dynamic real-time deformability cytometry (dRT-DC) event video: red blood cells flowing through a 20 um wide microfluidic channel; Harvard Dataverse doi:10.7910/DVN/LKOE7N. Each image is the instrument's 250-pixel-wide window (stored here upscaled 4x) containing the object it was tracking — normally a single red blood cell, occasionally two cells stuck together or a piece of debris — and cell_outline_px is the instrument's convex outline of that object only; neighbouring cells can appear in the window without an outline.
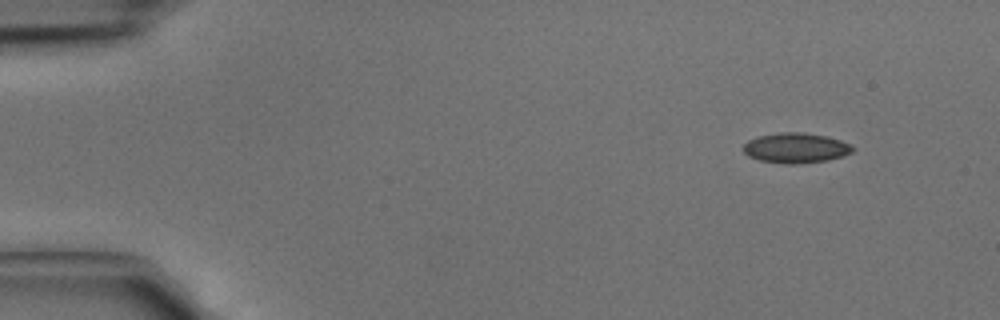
{"species": "common noctule bat (a hibernating species)", "species_latin": "Nyctalus noctula", "temperature_condition": "cold", "stored_images_in_passage": 40, "camera_frame_rate_fps": 3000, "um_per_image_px": 0.085, "animal": {"sex": "male", "body_mass_g": 15.6}, "frame": {"image": 1, "passage_image": 1, "time_ms": 0.0, "image_size_px": [1000, 320], "cell_outline_px": [[856, 148], [852, 152], [828, 160], [792, 164], [788, 164], [760, 160], [748, 156], [744, 152], [744, 144], [748, 140], [760, 136], [780, 132], [804, 132], [824, 136], [840, 140], [852, 144]], "centroid_in_image_um": [67.66, 12.57], "position_along_channel_um": 17.3, "area_um2": 19.02}}
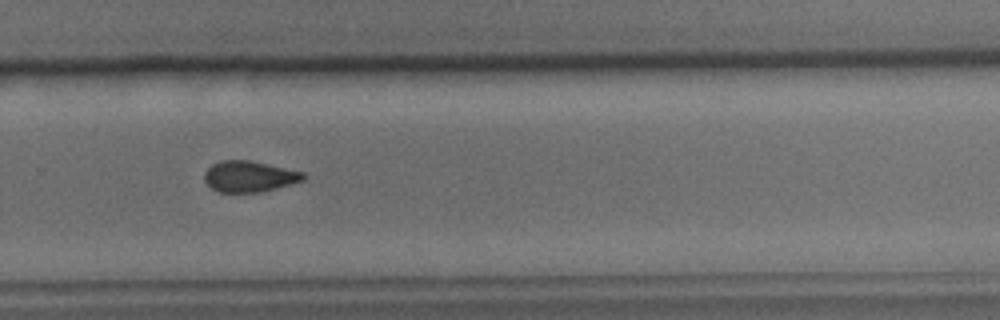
{"frame": {"image": 2, "passage_image": 26, "time_ms": 8.333, "image_size_px": [1000, 320], "cell_outline_px": [[304, 180], [260, 192], [220, 192], [212, 188], [204, 180], [204, 172], [212, 164], [220, 160], [248, 160], [304, 172]], "centroid_in_image_um": [21.15, 14.99], "position_along_channel_um": 308.6, "area_um2": 17.63}}
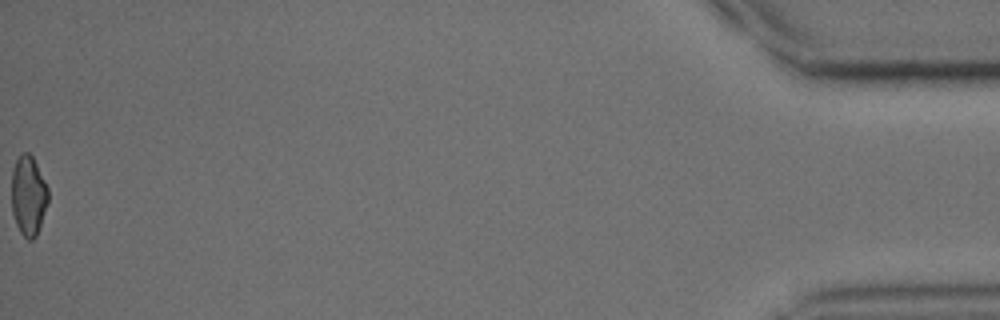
{"frame": {"image": 3, "passage_image": 40, "time_ms": 13.0, "image_size_px": [1000, 320], "cell_outline_px": [[48, 200], [36, 236], [32, 240], [28, 240], [20, 232], [16, 224], [12, 212], [12, 172], [16, 160], [20, 152], [28, 152], [32, 156], [48, 188]], "centroid_in_image_um": [2.4, 16.62], "position_along_channel_um": 432.8, "area_um2": 16.82}}